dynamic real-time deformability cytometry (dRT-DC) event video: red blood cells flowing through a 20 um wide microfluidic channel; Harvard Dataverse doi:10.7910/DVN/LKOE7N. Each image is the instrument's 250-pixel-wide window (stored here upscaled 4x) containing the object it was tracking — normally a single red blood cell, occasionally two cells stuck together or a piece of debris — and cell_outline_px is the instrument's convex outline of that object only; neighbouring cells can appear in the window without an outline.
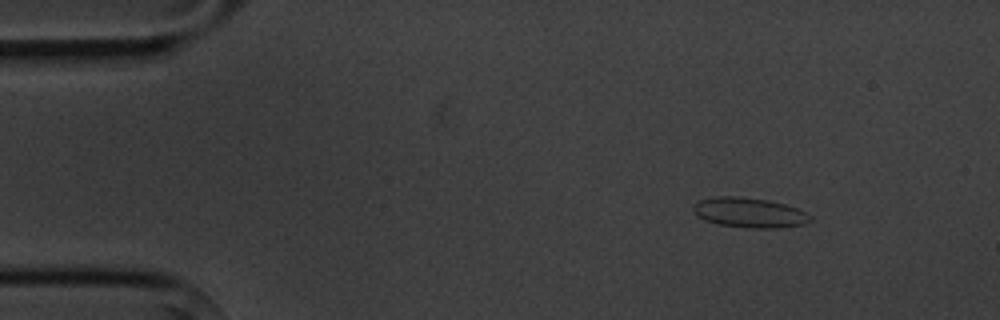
{"species": "common noctule bat (a hibernating species)", "species_latin": "Nyctalus noctula", "temperature_condition": "cold", "stored_images_in_passage": 3, "camera_frame_rate_fps": 3000, "um_per_image_px": 0.085, "animal": {"sex": "male", "body_mass_g": 20.1, "forearm_length_mm": 53.5}, "frame": {"image": 1, "passage_image": 1, "time_ms": 0.0, "image_size_px": [1000, 320], "cell_outline_px": [[812, 220], [804, 224], [776, 228], [752, 228], [720, 224], [704, 220], [692, 208], [692, 204], [700, 200], [712, 196], [736, 196], [768, 200], [784, 204], [796, 208], [812, 216]], "centroid_in_image_um": [63.69, 18.06], "position_along_channel_um": 21.3, "area_um2": 20.23}}
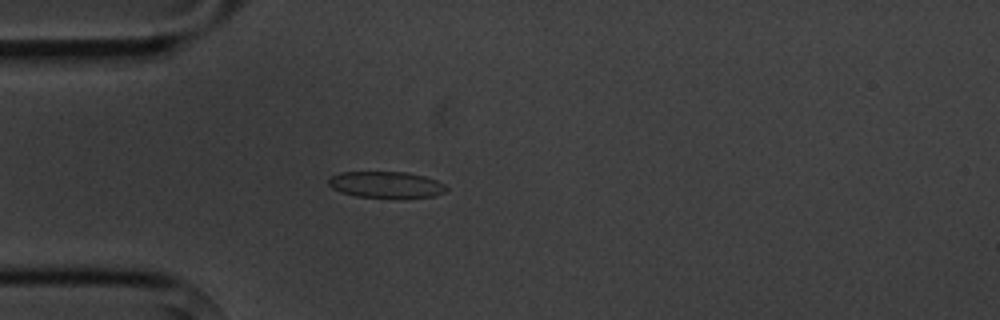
{"frame": {"image": 2, "passage_image": 3, "time_ms": 2.667, "image_size_px": [1000, 320], "cell_outline_px": [[448, 188], [444, 192], [432, 196], [404, 200], [356, 196], [340, 192], [332, 188], [328, 184], [328, 180], [332, 176], [340, 172], [408, 172], [424, 176], [436, 180], [444, 184]], "centroid_in_image_um": [32.84, 15.73], "position_along_channel_um": 52.2, "area_um2": 18.67}}